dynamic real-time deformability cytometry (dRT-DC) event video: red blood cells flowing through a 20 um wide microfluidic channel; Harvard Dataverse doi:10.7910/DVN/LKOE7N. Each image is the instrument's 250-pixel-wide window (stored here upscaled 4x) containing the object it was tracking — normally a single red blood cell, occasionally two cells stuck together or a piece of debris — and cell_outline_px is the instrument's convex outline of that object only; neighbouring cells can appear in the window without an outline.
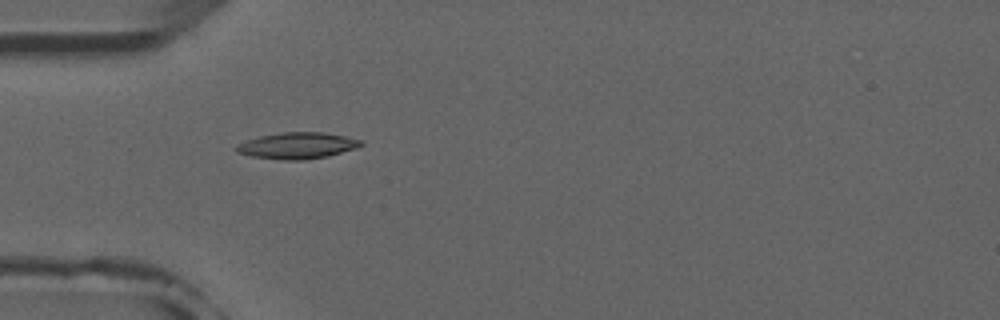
{"species": "common noctule bat (a hibernating species)", "species_latin": "Nyctalus noctula", "temperature_condition": "room temperature", "stored_images_in_passage": 8, "camera_frame_rate_fps": 3000, "um_per_image_px": 0.085, "animal": {"sex": "male", "forearm_length_mm": 52.5}, "frame": {"image": 1, "passage_image": 4, "time_ms": 3.333, "image_size_px": [1000, 320], "cell_outline_px": [[364, 144], [356, 148], [328, 156], [304, 160], [284, 160], [252, 156], [236, 152], [236, 144], [260, 136], [284, 132], [324, 132], [364, 140]], "centroid_in_image_um": [25.31, 12.37], "position_along_channel_um": 59.7, "area_um2": 19.07}}
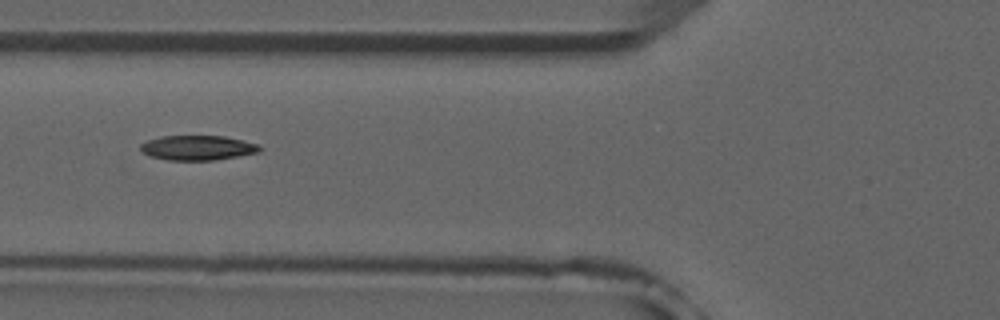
{"frame": {"image": 2, "passage_image": 5, "time_ms": 4.667, "image_size_px": [1000, 320], "cell_outline_px": [[260, 152], [216, 160], [168, 160], [152, 156], [140, 152], [140, 144], [148, 140], [164, 136], [224, 136], [260, 144]], "centroid_in_image_um": [16.81, 12.56], "position_along_channel_um": 109.0, "area_um2": 17.17}}
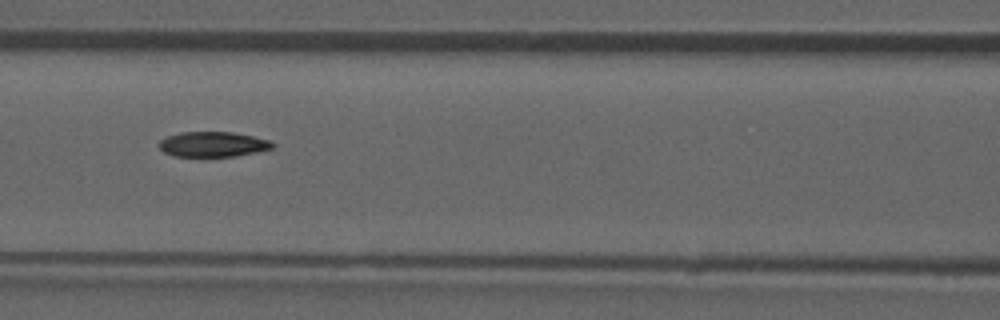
{"frame": {"image": 3, "passage_image": 6, "time_ms": 5.667, "image_size_px": [1000, 320], "cell_outline_px": [[276, 144], [272, 148], [256, 152], [236, 156], [172, 156], [164, 152], [160, 148], [160, 140], [168, 136], [180, 132], [232, 132], [252, 136], [268, 140]], "centroid_in_image_um": [18.1, 12.26], "position_along_channel_um": 148.5, "area_um2": 16.47}}